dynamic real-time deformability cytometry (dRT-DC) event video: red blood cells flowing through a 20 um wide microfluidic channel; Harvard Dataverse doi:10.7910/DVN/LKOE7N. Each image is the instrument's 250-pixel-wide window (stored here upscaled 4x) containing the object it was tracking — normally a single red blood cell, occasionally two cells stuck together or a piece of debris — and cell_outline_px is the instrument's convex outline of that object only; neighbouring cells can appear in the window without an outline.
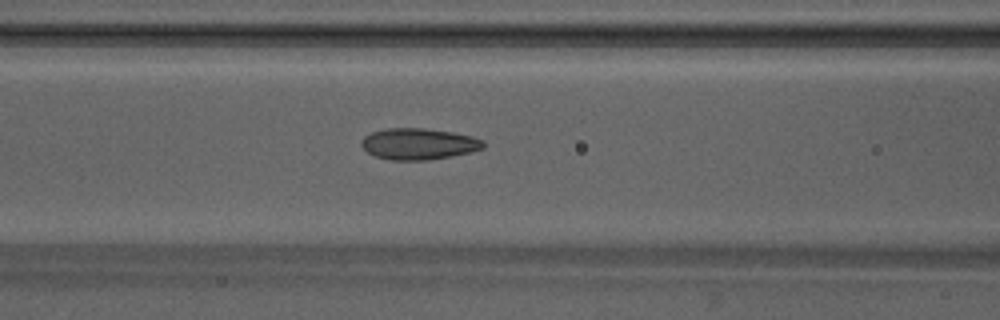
{"species": "Egyptian fruit bat (a non-hibernating species)", "species_latin": "Rousettus aegyptiacus", "temperature_condition": "warm", "stored_images_in_passage": 41, "camera_frame_rate_fps": 3000, "um_per_image_px": 0.085, "animal": {"sex": "male"}, "frame": {"image": 1, "passage_image": 13, "time_ms": 4.0, "image_size_px": [1000, 320], "cell_outline_px": [[484, 148], [472, 152], [452, 156], [428, 160], [388, 160], [376, 156], [368, 152], [360, 144], [364, 136], [372, 132], [384, 128], [424, 128], [452, 132], [472, 136], [484, 140]], "centroid_in_image_um": [35.6, 12.23], "position_along_channel_um": 131.0, "area_um2": 22.37}}
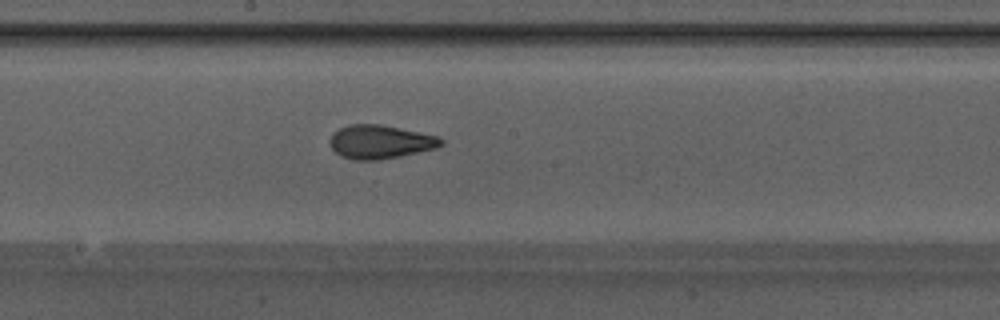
{"frame": {"image": 2, "passage_image": 19, "time_ms": 6.0, "image_size_px": [1000, 320], "cell_outline_px": [[444, 144], [436, 148], [376, 160], [356, 160], [340, 156], [332, 148], [332, 132], [348, 124], [380, 124], [436, 136], [444, 140]], "centroid_in_image_um": [32.3, 12.05], "position_along_channel_um": 215.9, "area_um2": 21.33}}
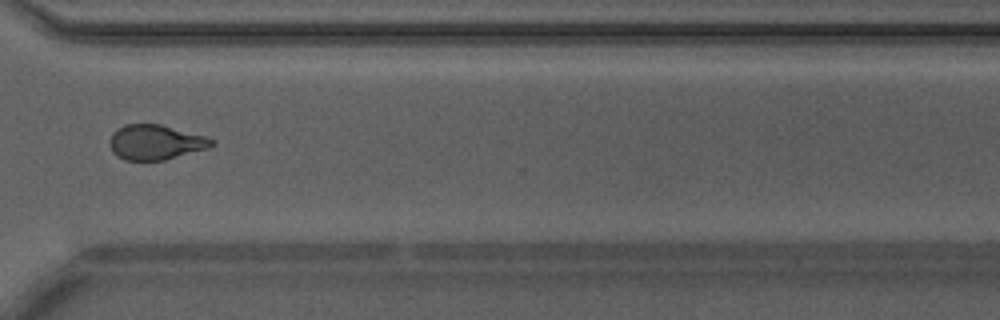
{"frame": {"image": 3, "passage_image": 29, "time_ms": 9.333, "image_size_px": [1000, 320], "cell_outline_px": [[216, 144], [208, 148], [164, 160], [124, 160], [116, 156], [112, 152], [108, 140], [112, 132], [116, 128], [124, 124], [160, 124], [208, 136], [216, 140]], "centroid_in_image_um": [13.22, 12.08], "position_along_channel_um": 357.4, "area_um2": 21.15}, "authors_computed_cell_mechanics": {"area_um2": 21.2704, "velocity_mm_per_s": 4.2457, "shape_relaxation_time_tau1_ms": 3.0961, "shape_relaxation_time_tau2_ms": 1.5497, "deformation_change_tau1": 0.1231, "deformation_change_tau2": 0.086}}